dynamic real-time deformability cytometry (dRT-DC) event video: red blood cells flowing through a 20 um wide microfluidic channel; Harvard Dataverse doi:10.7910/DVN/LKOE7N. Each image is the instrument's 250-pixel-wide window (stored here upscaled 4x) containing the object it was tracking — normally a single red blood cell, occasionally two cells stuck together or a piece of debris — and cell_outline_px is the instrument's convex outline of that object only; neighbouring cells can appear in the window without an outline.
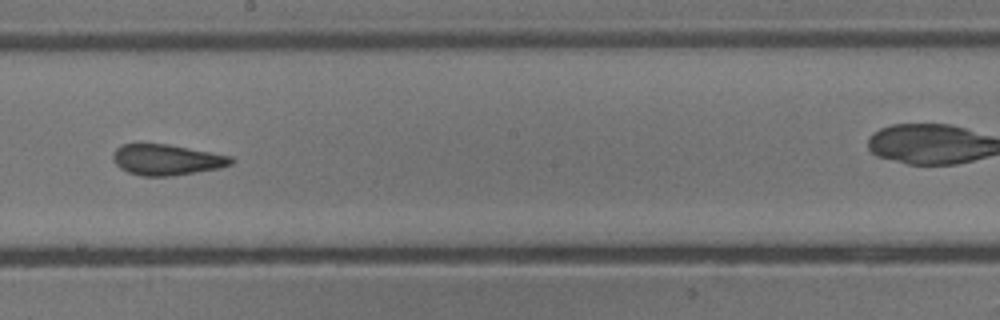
{"species": "common noctule bat (a hibernating species)", "species_latin": "Nyctalus noctula", "temperature_condition": "cold", "stored_images_in_passage": 12, "camera_frame_rate_fps": 3000, "um_per_image_px": 0.085, "animal": {"sex": "male", "body_mass_g": 13.3}, "frame": {"image": 1, "passage_image": 9, "time_ms": 10.0, "image_size_px": [1000, 320], "cell_outline_px": [[236, 160], [232, 164], [220, 168], [172, 176], [140, 176], [128, 172], [120, 168], [112, 160], [112, 152], [120, 144], [168, 144], [232, 156]], "centroid_in_image_um": [14.16, 13.58], "position_along_channel_um": 234.0, "area_um2": 21.39}}
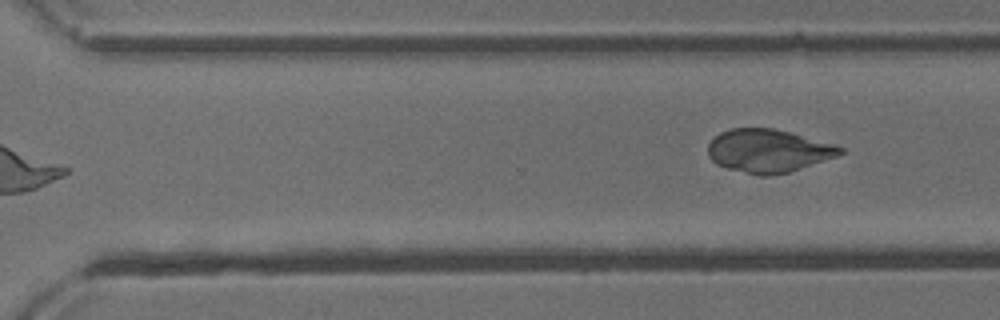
{"frame": {"image": 2, "passage_image": 12, "time_ms": 13.667, "image_size_px": [1000, 320], "cell_outline_px": [[844, 152], [836, 156], [788, 172], [768, 176], [760, 176], [728, 168], [716, 164], [708, 156], [708, 144], [720, 132], [728, 128], [772, 128], [836, 144], [844, 148]], "centroid_in_image_um": [65.28, 12.81], "position_along_channel_um": 305.3, "area_um2": 33.0}}